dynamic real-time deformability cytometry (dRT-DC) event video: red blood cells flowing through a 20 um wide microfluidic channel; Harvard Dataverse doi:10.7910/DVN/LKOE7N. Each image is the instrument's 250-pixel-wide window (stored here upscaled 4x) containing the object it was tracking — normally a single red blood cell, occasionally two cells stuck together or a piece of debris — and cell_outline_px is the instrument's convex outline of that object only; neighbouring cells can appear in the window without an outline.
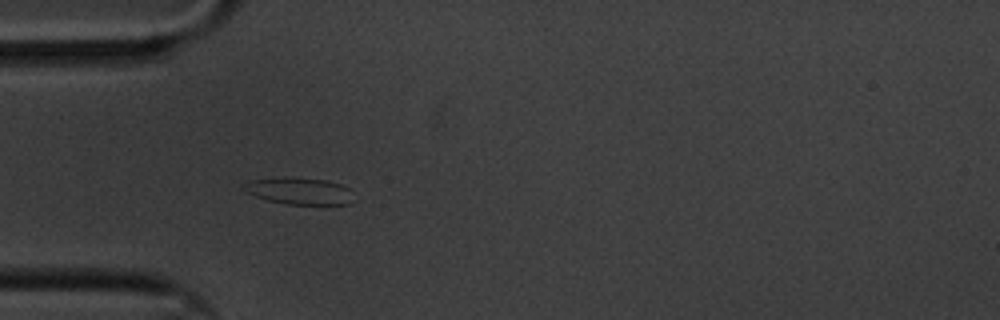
{"species": "common noctule bat (a hibernating species)", "species_latin": "Nyctalus noctula", "temperature_condition": "cold", "stored_images_in_passage": 17, "camera_frame_rate_fps": 3000, "um_per_image_px": 0.085, "animal": {"sex": "male", "body_mass_g": 20.1, "forearm_length_mm": 53.5}, "frame": {"image": 1, "passage_image": 6, "time_ms": 1.667, "image_size_px": [1000, 320], "cell_outline_px": [[352, 188], [348, 204], [288, 204], [268, 200], [256, 196], [240, 188], [244, 184], [252, 180], [284, 176], [324, 180], [340, 184]], "centroid_in_image_um": [25.41, 16.21], "position_along_channel_um": 59.6, "area_um2": 16.99}}
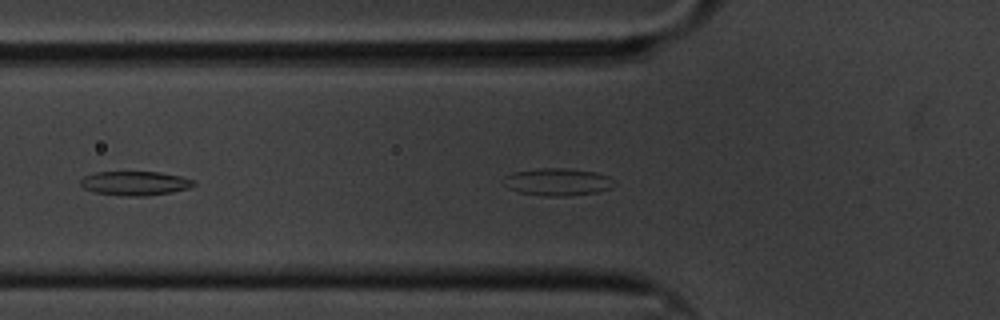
{"frame": {"image": 2, "passage_image": 8, "time_ms": 2.333, "image_size_px": [1000, 320], "cell_outline_px": [[196, 184], [188, 188], [172, 192], [148, 196], [124, 196], [92, 192], [84, 188], [80, 184], [80, 180], [84, 176], [96, 172], [160, 172], [180, 176], [196, 180]], "centroid_in_image_um": [11.48, 15.58], "position_along_channel_um": 114.3, "area_um2": 16.07}}
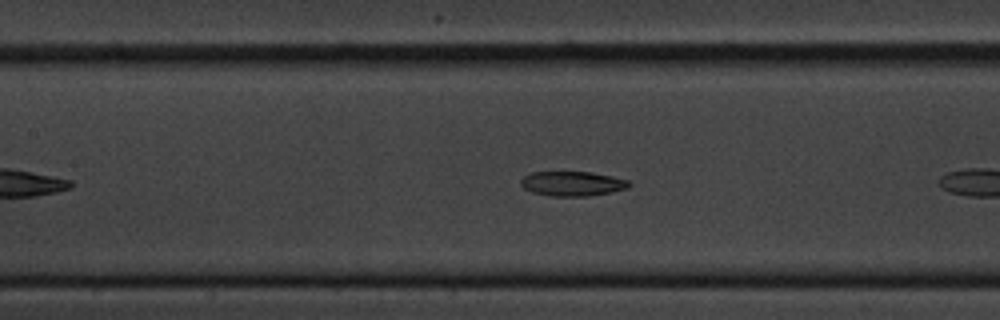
{"frame": {"image": 3, "passage_image": 12, "time_ms": 3.667, "image_size_px": [1000, 320], "cell_outline_px": [[632, 184], [628, 188], [612, 192], [588, 196], [548, 196], [532, 192], [524, 188], [520, 184], [520, 180], [524, 176], [532, 172], [592, 172], [612, 176], [628, 180]], "centroid_in_image_um": [48.66, 15.61], "position_along_channel_um": 158.7, "area_um2": 15.66}}